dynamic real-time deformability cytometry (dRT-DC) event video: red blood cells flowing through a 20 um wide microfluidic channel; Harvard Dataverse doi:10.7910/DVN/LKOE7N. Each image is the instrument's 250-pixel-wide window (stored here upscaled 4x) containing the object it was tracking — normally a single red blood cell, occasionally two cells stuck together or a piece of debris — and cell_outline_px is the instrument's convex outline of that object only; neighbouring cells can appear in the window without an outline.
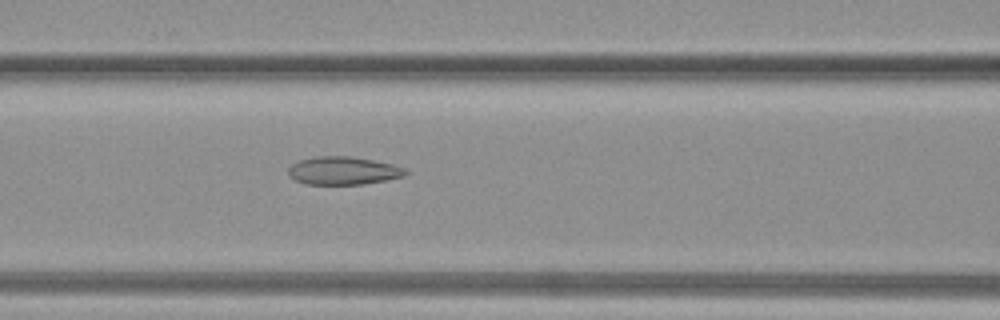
{"species": "common noctule bat (a hibernating species)", "species_latin": "Nyctalus noctula", "temperature_condition": "warm", "stored_images_in_passage": 23, "camera_frame_rate_fps": 3000, "um_per_image_px": 0.085, "animal": {"sex": "female", "body_mass_g": 19.3, "forearm_length_mm": 54.1}, "frame": {"image": 1, "passage_image": 6, "time_ms": 1.667, "image_size_px": [1000, 320], "cell_outline_px": [[408, 172], [404, 176], [388, 180], [364, 184], [304, 184], [288, 176], [288, 168], [292, 164], [300, 160], [316, 156], [352, 156], [392, 164], [404, 168]], "centroid_in_image_um": [29.16, 14.51], "position_along_channel_um": 137.4, "area_um2": 19.19}}
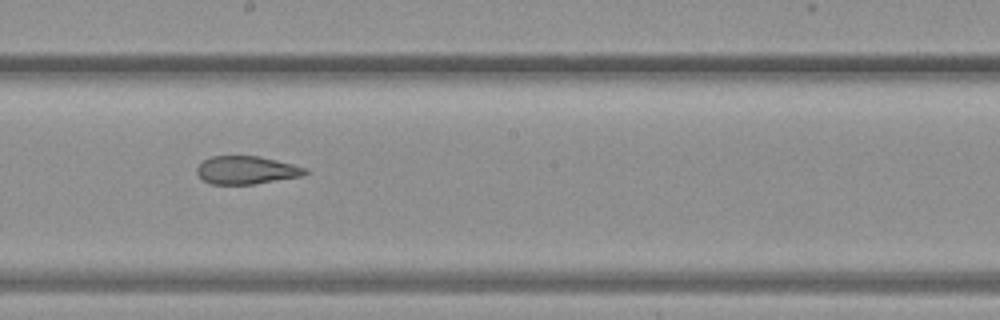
{"frame": {"image": 2, "passage_image": 11, "time_ms": 3.333, "image_size_px": [1000, 320], "cell_outline_px": [[308, 172], [300, 176], [252, 184], [212, 184], [204, 180], [196, 172], [196, 168], [204, 160], [212, 156], [260, 156], [308, 168]], "centroid_in_image_um": [20.94, 14.45], "position_along_channel_um": 227.3, "area_um2": 17.46}}
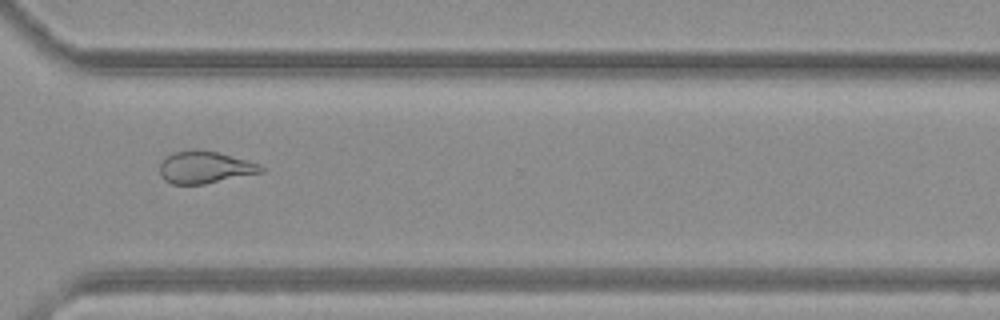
{"frame": {"image": 3, "passage_image": 18, "time_ms": 5.667, "image_size_px": [1000, 320], "cell_outline_px": [[264, 172], [204, 184], [172, 184], [164, 180], [160, 176], [160, 160], [164, 156], [172, 152], [192, 148], [196, 148], [216, 152], [260, 164], [264, 168]], "centroid_in_image_um": [17.35, 14.21], "position_along_channel_um": 353.2, "area_um2": 19.25}}